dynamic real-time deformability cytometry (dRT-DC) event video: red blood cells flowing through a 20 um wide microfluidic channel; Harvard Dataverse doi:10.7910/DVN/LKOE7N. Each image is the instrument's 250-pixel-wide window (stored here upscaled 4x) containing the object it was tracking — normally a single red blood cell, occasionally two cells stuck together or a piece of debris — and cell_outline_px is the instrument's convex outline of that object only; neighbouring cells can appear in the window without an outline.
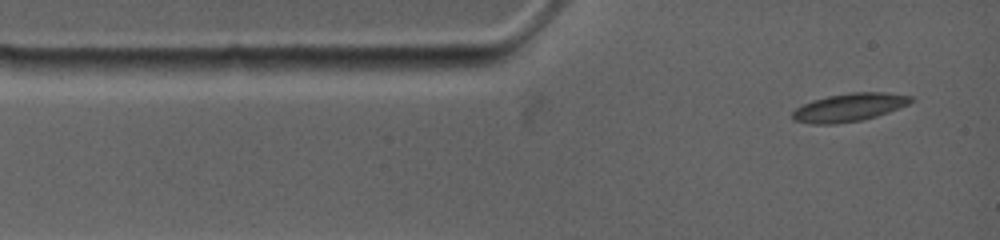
{"species": "common noctule bat (a hibernating species)", "species_latin": "Nyctalus noctula", "temperature_condition": "warm", "stored_images_in_passage": 24, "camera_frame_rate_fps": 4500, "um_per_image_px": 0.085, "animal": {"sex": "female", "body_mass_g": 19.0, "forearm_length_mm": 53.3}, "frame": {"image": 1, "passage_image": 1, "time_ms": 0.0, "image_size_px": [1000, 240], "cell_outline_px": [[912, 100], [908, 104], [888, 112], [876, 116], [860, 120], [836, 124], [812, 124], [792, 120], [792, 112], [796, 108], [812, 100], [828, 96], [852, 92], [884, 92], [912, 96]], "centroid_in_image_um": [72.15, 9.13], "position_along_channel_um": 12.9, "area_um2": 19.25}}
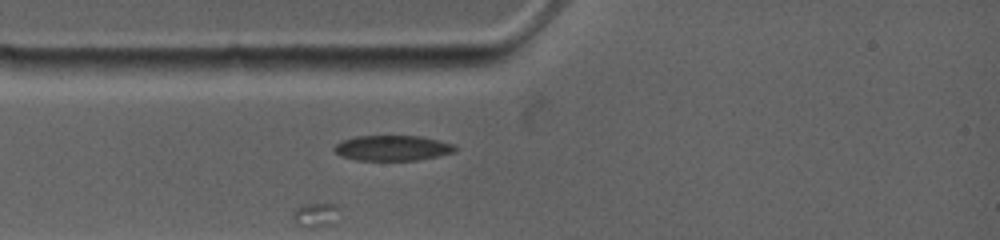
{"frame": {"image": 2, "passage_image": 4, "time_ms": 1.778, "image_size_px": [1000, 240], "cell_outline_px": [[456, 152], [416, 160], [356, 160], [340, 156], [332, 148], [340, 140], [356, 136], [420, 136], [440, 140], [452, 144], [456, 148]], "centroid_in_image_um": [33.32, 12.57], "position_along_channel_um": 51.7, "area_um2": 17.86}}
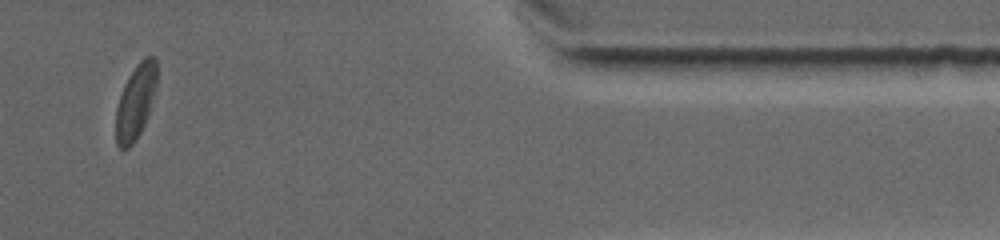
{"frame": {"image": 3, "passage_image": 20, "time_ms": 12.222, "image_size_px": [1000, 240], "cell_outline_px": [[156, 84], [152, 100], [144, 124], [136, 140], [128, 148], [120, 148], [116, 144], [116, 108], [124, 84], [128, 76], [136, 64], [144, 56], [152, 56], [156, 60]], "centroid_in_image_um": [11.51, 8.64], "position_along_channel_um": 399.9, "area_um2": 17.57}}